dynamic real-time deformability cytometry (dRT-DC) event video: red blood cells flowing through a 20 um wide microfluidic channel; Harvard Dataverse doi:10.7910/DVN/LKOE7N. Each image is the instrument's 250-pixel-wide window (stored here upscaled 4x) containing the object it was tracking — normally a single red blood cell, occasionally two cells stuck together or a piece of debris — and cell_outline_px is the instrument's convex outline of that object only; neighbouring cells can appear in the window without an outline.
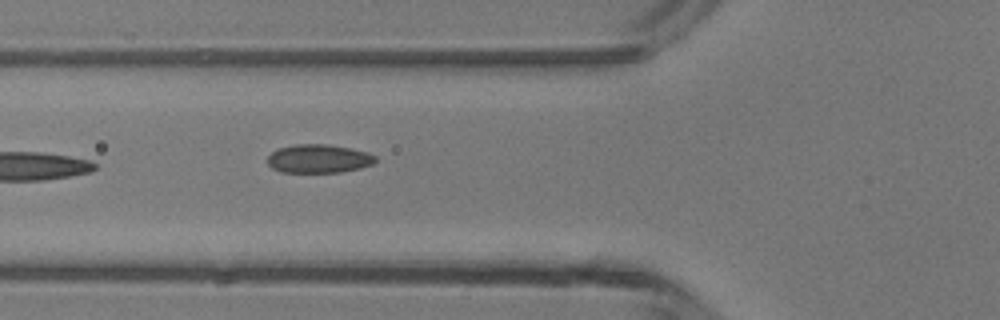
{"species": "common noctule bat (a hibernating species)", "species_latin": "Nyctalus noctula", "temperature_condition": "room temperature", "stored_images_in_passage": 4, "camera_frame_rate_fps": 3000, "um_per_image_px": 0.085, "animal": {"sex": "male", "body_mass_g": 13.3}, "frame": {"image": 1, "passage_image": 4, "time_ms": 3.333, "image_size_px": [1000, 320], "cell_outline_px": [[376, 160], [372, 164], [360, 168], [340, 172], [280, 172], [272, 168], [268, 164], [268, 156], [272, 152], [280, 148], [296, 144], [328, 144], [352, 148], [368, 152], [376, 156]], "centroid_in_image_um": [27.1, 13.48], "position_along_channel_um": 98.7, "area_um2": 17.98}}